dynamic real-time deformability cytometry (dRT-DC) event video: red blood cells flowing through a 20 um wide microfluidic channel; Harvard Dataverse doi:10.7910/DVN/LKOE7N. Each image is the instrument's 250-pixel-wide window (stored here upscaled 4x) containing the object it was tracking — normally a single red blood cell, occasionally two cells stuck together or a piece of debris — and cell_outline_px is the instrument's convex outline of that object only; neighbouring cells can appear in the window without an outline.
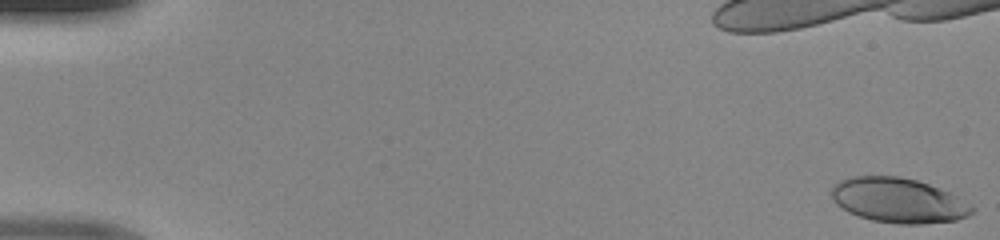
{"species": "human", "species_latin": "Homo sapiens", "temperature_condition": "room temperature", "stored_images_in_passage": 50, "camera_frame_rate_fps": 3000, "um_per_image_px": 0.085, "donor": {"sex": "male"}, "frame": {"image": 1, "passage_image": 1, "time_ms": 0.0, "image_size_px": [1000, 240], "cell_outline_px": [[976, 208], [968, 216], [956, 220], [924, 224], [900, 224], [872, 220], [848, 212], [836, 204], [832, 200], [832, 184], [840, 180], [852, 176], [900, 176], [916, 180], [940, 188], [956, 196]], "centroid_in_image_um": [76.34, 17.03], "position_along_channel_um": 8.7, "area_um2": 36.7}}
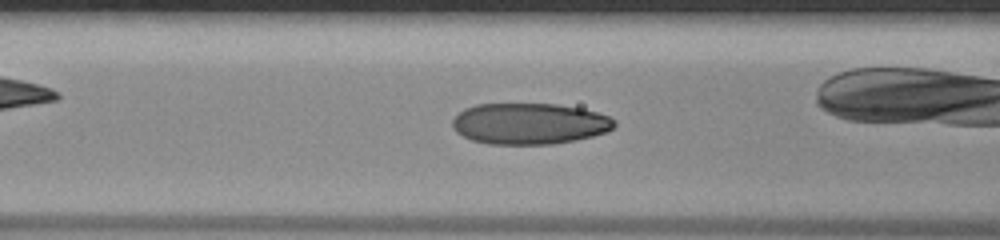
{"frame": {"image": 2, "passage_image": 21, "time_ms": 6.667, "image_size_px": [1000, 240], "cell_outline_px": [[616, 124], [608, 132], [576, 140], [552, 144], [488, 144], [472, 140], [456, 132], [452, 128], [452, 120], [464, 108], [476, 104], [556, 104], [580, 108], [596, 112], [608, 116], [616, 120]], "centroid_in_image_um": [45.0, 10.51], "position_along_channel_um": 121.6, "area_um2": 38.96}}
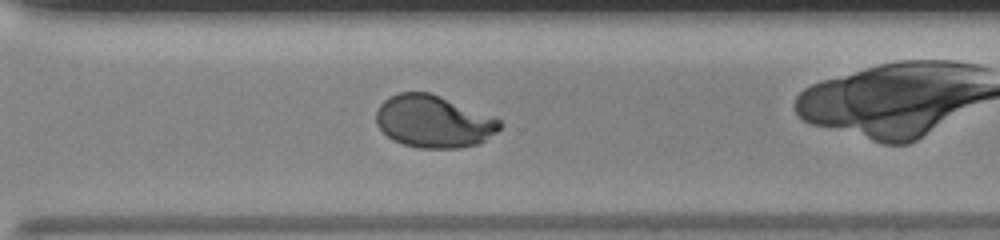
{"frame": {"image": 3, "passage_image": 36, "time_ms": 11.667, "image_size_px": [1000, 240], "cell_outline_px": [[500, 128], [496, 132], [484, 140], [476, 144], [460, 148], [420, 148], [404, 144], [392, 140], [376, 124], [376, 112], [380, 104], [384, 100], [400, 92], [432, 92], [500, 120]], "centroid_in_image_um": [36.82, 10.32], "position_along_channel_um": 333.8, "area_um2": 37.34}}